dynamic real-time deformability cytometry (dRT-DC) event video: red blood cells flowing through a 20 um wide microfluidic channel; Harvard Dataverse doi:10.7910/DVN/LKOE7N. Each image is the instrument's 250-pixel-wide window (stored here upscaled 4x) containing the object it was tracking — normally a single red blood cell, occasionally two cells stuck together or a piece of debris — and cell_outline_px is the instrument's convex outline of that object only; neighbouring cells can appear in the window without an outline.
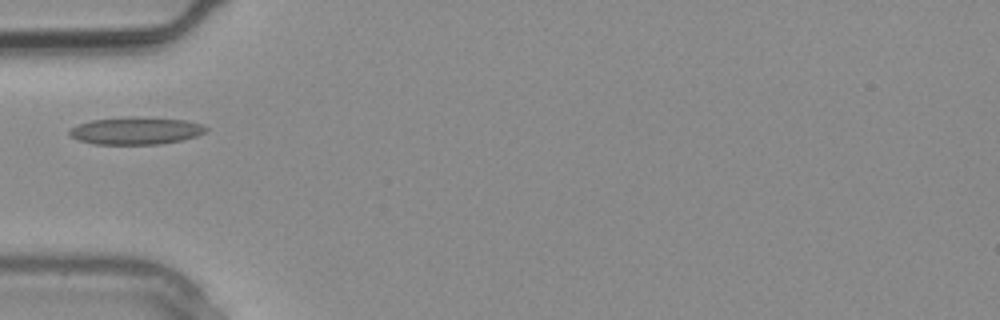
{"species": "common noctule bat (a hibernating species)", "species_latin": "Nyctalus noctula", "temperature_condition": "warm", "stored_images_in_passage": 2, "camera_frame_rate_fps": 3000, "um_per_image_px": 0.085, "animal": {"sex": "male", "body_mass_g": 20.4}, "frame": {"image": 1, "passage_image": 2, "time_ms": 0.333, "image_size_px": [1000, 320], "cell_outline_px": [[208, 132], [196, 136], [180, 140], [160, 144], [96, 144], [80, 140], [72, 136], [68, 132], [72, 128], [80, 124], [92, 120], [132, 116], [136, 116], [184, 120], [204, 124], [208, 128]], "centroid_in_image_um": [11.62, 11.1], "position_along_channel_um": 73.4, "area_um2": 21.68}}